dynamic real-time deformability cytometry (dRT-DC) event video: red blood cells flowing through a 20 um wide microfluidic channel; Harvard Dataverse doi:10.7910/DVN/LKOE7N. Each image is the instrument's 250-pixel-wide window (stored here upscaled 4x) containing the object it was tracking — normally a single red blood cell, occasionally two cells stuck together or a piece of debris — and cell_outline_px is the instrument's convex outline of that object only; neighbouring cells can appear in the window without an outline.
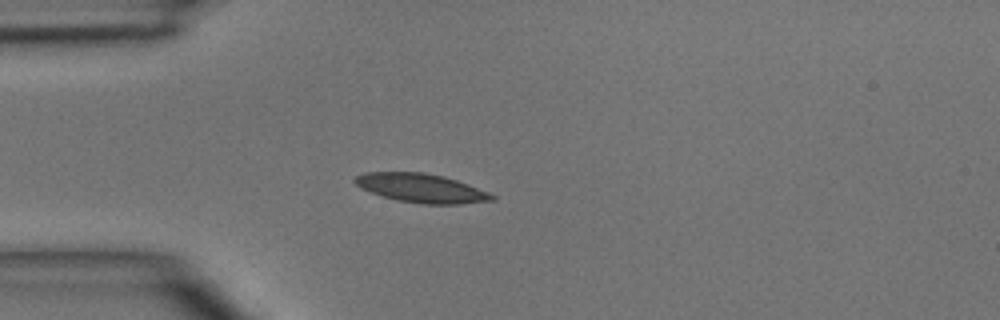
{"species": "common noctule bat (a hibernating species)", "species_latin": "Nyctalus noctula", "temperature_condition": "room temperature", "stored_images_in_passage": 3, "camera_frame_rate_fps": 3000, "um_per_image_px": 0.085, "animal": {"sex": "male", "body_mass_g": 15.6}, "frame": {"image": 1, "passage_image": 3, "time_ms": 2.333, "image_size_px": [1000, 320], "cell_outline_px": [[496, 200], [460, 204], [420, 204], [396, 200], [360, 188], [352, 180], [356, 176], [364, 172], [424, 172], [444, 176], [468, 184], [488, 192], [496, 196]], "centroid_in_image_um": [35.82, 15.99], "position_along_channel_um": 49.2, "area_um2": 23.12}}